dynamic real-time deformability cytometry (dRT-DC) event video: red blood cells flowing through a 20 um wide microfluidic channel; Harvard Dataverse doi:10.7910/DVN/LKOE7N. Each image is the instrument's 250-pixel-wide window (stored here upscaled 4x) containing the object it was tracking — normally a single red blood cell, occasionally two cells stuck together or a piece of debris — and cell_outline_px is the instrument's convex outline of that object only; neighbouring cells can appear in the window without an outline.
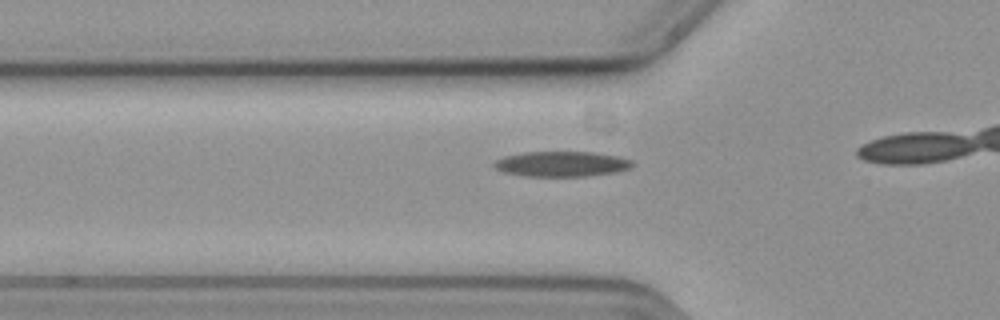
{"species": "common noctule bat (a hibernating species)", "species_latin": "Nyctalus noctula", "temperature_condition": "cold", "stored_images_in_passage": 16, "camera_frame_rate_fps": 3000, "um_per_image_px": 0.085, "animal": {"sex": "female", "body_mass_g": 19.3, "forearm_length_mm": 54.1}, "frame": {"image": 1, "passage_image": 7, "time_ms": 2.0, "image_size_px": [1000, 320], "cell_outline_px": [[632, 168], [616, 172], [584, 176], [524, 176], [504, 172], [496, 168], [492, 164], [496, 160], [504, 156], [524, 152], [596, 152], [616, 156], [632, 160]], "centroid_in_image_um": [47.73, 13.93], "position_along_channel_um": 78.1, "area_um2": 20.29}}
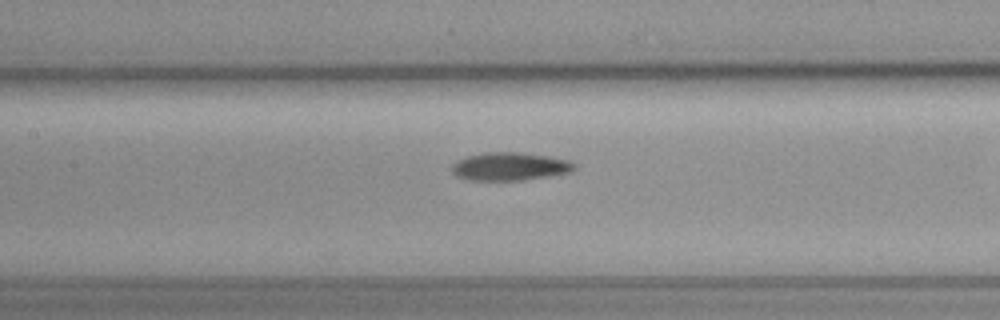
{"frame": {"image": 2, "passage_image": 14, "time_ms": 4.333, "image_size_px": [1000, 320], "cell_outline_px": [[576, 168], [572, 172], [548, 176], [520, 180], [472, 180], [456, 176], [452, 172], [452, 164], [456, 160], [468, 156], [484, 152], [520, 152], [548, 156], [572, 160], [576, 164]], "centroid_in_image_um": [43.37, 14.14], "position_along_channel_um": 164.0, "area_um2": 20.17}}